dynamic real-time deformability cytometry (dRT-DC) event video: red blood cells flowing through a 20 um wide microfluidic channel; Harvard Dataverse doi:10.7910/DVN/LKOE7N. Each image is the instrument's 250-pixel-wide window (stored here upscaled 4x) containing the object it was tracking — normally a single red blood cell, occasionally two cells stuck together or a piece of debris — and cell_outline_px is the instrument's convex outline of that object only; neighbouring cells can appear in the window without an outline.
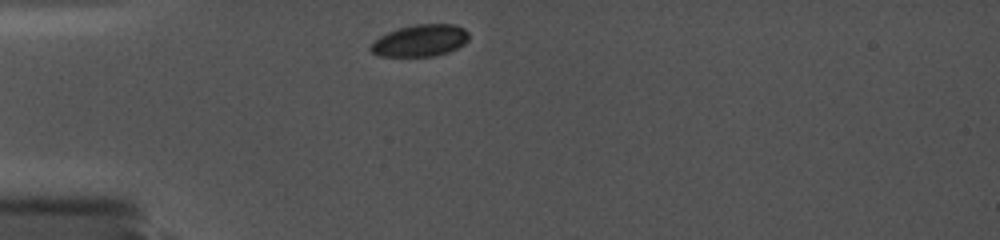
{"species": "common noctule bat (a hibernating species)", "species_latin": "Nyctalus noctula", "temperature_condition": "cold", "stored_images_in_passage": 47, "camera_frame_rate_fps": 5000, "um_per_image_px": 0.085, "animal": {"sex": "female", "body_mass_g": 19.0, "forearm_length_mm": 56.7}, "frame": {"image": 1, "passage_image": 1, "time_ms": 0.0, "image_size_px": [1000, 240], "cell_outline_px": [[468, 40], [464, 44], [456, 48], [432, 56], [380, 56], [372, 52], [368, 48], [380, 36], [388, 32], [400, 28], [416, 24], [456, 24], [464, 28], [468, 32]], "centroid_in_image_um": [35.72, 3.44], "position_along_channel_um": 49.3, "area_um2": 17.98}}
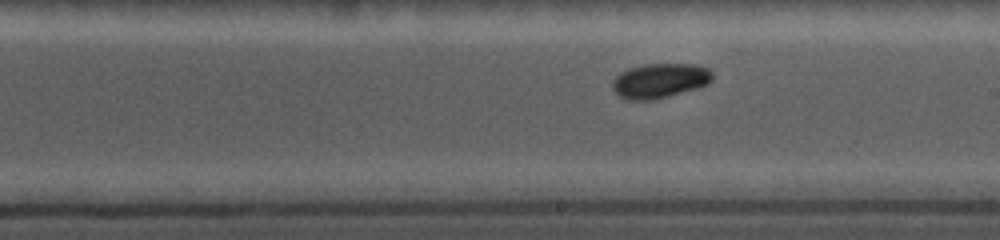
{"frame": {"image": 2, "passage_image": 31, "time_ms": 5.4, "image_size_px": [1000, 240], "cell_outline_px": [[712, 80], [708, 84], [700, 88], [656, 100], [628, 100], [620, 96], [612, 88], [612, 80], [620, 72], [644, 64], [696, 64], [708, 68], [712, 72]], "centroid_in_image_um": [56.11, 6.87], "position_along_channel_um": 232.9, "area_um2": 20.46}}
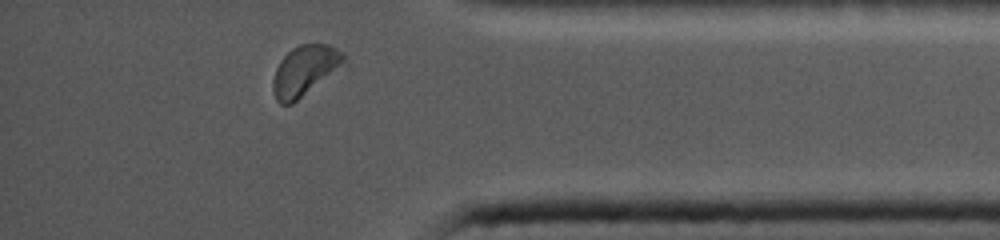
{"frame": {"image": 3, "passage_image": 46, "time_ms": 10.2, "image_size_px": [1000, 240], "cell_outline_px": [[344, 60], [292, 104], [280, 104], [276, 100], [272, 88], [272, 80], [276, 68], [280, 60], [292, 48], [300, 44], [328, 44], [336, 48], [344, 56]], "centroid_in_image_um": [25.78, 5.98], "position_along_channel_um": 409.4, "area_um2": 19.59}}